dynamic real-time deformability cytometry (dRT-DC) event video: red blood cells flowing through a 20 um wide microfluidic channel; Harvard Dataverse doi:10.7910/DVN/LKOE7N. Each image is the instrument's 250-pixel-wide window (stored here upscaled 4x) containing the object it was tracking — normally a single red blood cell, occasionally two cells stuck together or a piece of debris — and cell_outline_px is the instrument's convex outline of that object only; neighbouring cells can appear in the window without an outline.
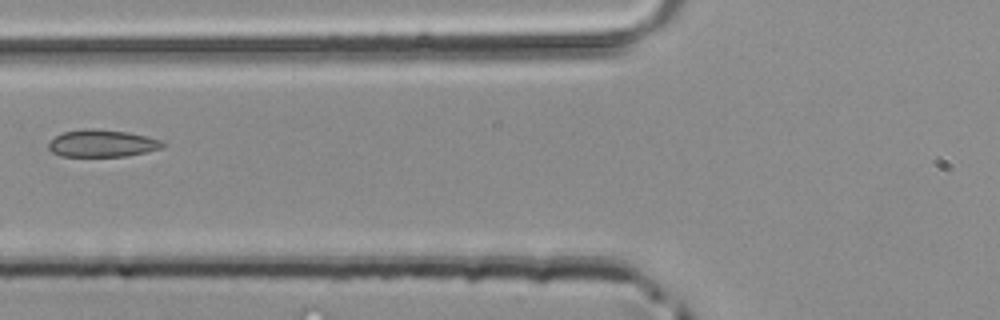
{"species": "common noctule bat (a hibernating species)", "species_latin": "Nyctalus noctula", "temperature_condition": "room temperature", "stored_images_in_passage": 5, "camera_frame_rate_fps": 3000, "um_per_image_px": 0.085, "animal": {"sex": "male", "body_mass_g": 20.4}, "frame": {"image": 1, "passage_image": 5, "time_ms": 1.333, "image_size_px": [1000, 320], "cell_outline_px": [[164, 144], [160, 148], [148, 152], [128, 156], [60, 156], [52, 152], [48, 148], [48, 144], [56, 136], [64, 132], [84, 128], [92, 128], [128, 132], [148, 136], [160, 140]], "centroid_in_image_um": [8.68, 12.18], "position_along_channel_um": 117.1, "area_um2": 18.09}}